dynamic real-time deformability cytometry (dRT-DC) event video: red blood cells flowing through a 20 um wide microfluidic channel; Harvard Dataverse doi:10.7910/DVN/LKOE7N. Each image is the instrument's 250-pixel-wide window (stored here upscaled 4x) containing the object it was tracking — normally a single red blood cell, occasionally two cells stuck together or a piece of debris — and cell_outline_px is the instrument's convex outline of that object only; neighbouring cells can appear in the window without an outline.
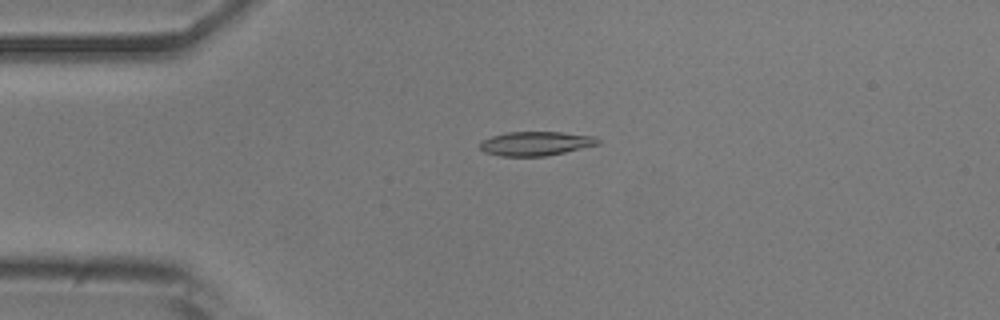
{"species": "common noctule bat (a hibernating species)", "species_latin": "Nyctalus noctula", "temperature_condition": "room temperature", "stored_images_in_passage": 52, "camera_frame_rate_fps": 3000, "um_per_image_px": 0.085, "animal": {"sex": "male", "body_mass_g": 20.5, "forearm_length_mm": 52.5}, "frame": {"image": 1, "passage_image": 12, "time_ms": 3.667, "image_size_px": [1000, 320], "cell_outline_px": [[600, 144], [564, 152], [544, 156], [500, 156], [484, 152], [480, 148], [480, 140], [492, 136], [508, 132], [560, 132], [596, 136], [600, 140]], "centroid_in_image_um": [45.53, 12.19], "position_along_channel_um": 39.5, "area_um2": 16.59}}
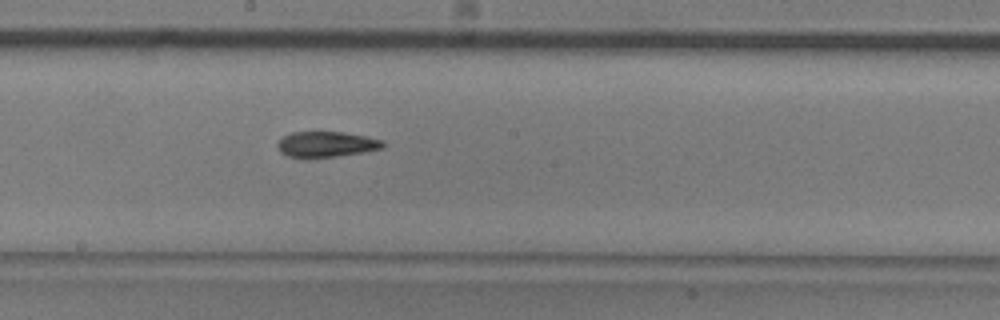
{"frame": {"image": 2, "passage_image": 28, "time_ms": 9.0, "image_size_px": [1000, 320], "cell_outline_px": [[384, 148], [364, 152], [308, 160], [288, 156], [280, 152], [276, 144], [280, 136], [292, 132], [344, 132], [368, 136], [384, 140]], "centroid_in_image_um": [27.7, 12.28], "position_along_channel_um": 220.5, "area_um2": 16.36}}
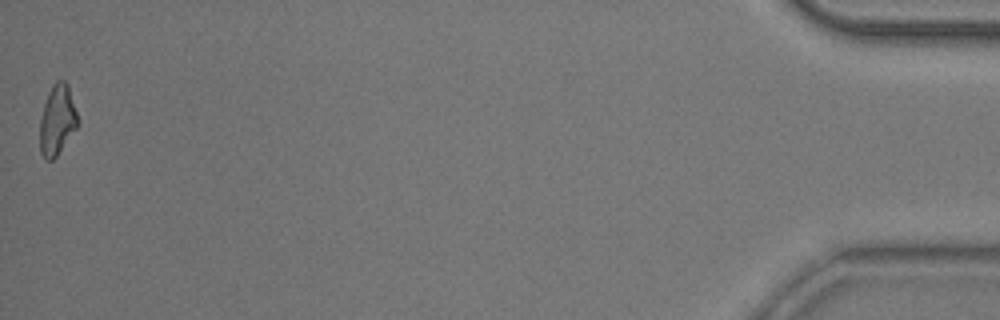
{"frame": {"image": 3, "passage_image": 52, "time_ms": 17.0, "image_size_px": [1000, 320], "cell_outline_px": [[80, 124], [56, 156], [52, 160], [44, 160], [40, 152], [40, 116], [48, 92], [52, 84], [56, 80], [64, 80], [68, 84], [80, 120]], "centroid_in_image_um": [4.88, 10.19], "position_along_channel_um": 430.3, "area_um2": 15.84}, "authors_computed_cell_mechanics": {"area_um2": 16.0973, "velocity_mm_per_s": 3.8534, "shape_relaxation_time_tau1_ms": 6.0753, "shape_relaxation_time_tau2_ms": 8.7514, "deformation_change_tau1": 0.1562, "deformation_change_tau2": 0.1862}}